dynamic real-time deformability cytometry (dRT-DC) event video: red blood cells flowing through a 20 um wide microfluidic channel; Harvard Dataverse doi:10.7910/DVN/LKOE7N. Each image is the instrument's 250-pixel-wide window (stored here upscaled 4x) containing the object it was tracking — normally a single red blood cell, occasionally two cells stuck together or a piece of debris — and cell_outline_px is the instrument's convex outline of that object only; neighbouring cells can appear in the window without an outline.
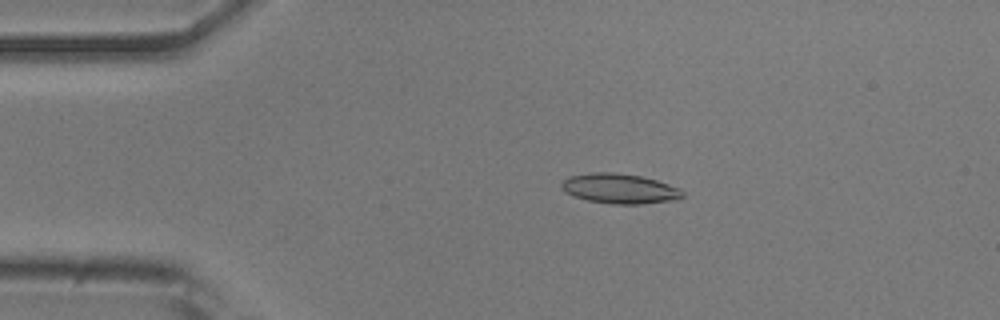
{"species": "common noctule bat (a hibernating species)", "species_latin": "Nyctalus noctula", "temperature_condition": "room temperature", "stored_images_in_passage": 27, "camera_frame_rate_fps": 3000, "um_per_image_px": 0.085, "animal": {"sex": "male", "body_mass_g": 20.5, "forearm_length_mm": 52.5}, "frame": {"image": 1, "passage_image": 2, "time_ms": 0.333, "image_size_px": [1000, 320], "cell_outline_px": [[684, 196], [680, 200], [640, 204], [612, 204], [588, 200], [572, 196], [564, 192], [560, 188], [560, 184], [568, 176], [592, 172], [616, 172], [640, 176], [656, 180], [680, 188], [684, 192]], "centroid_in_image_um": [52.67, 16.03], "position_along_channel_um": 32.3, "area_um2": 21.44}}
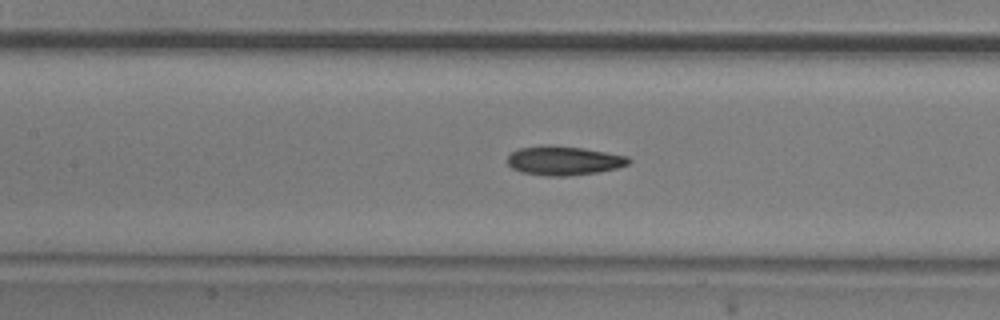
{"frame": {"image": 2, "passage_image": 15, "time_ms": 4.667, "image_size_px": [1000, 320], "cell_outline_px": [[632, 160], [628, 164], [616, 168], [600, 172], [568, 176], [548, 176], [520, 172], [512, 168], [508, 164], [508, 156], [512, 152], [520, 148], [552, 144], [584, 148], [628, 156]], "centroid_in_image_um": [47.94, 13.65], "position_along_channel_um": 159.5, "area_um2": 20.69}}
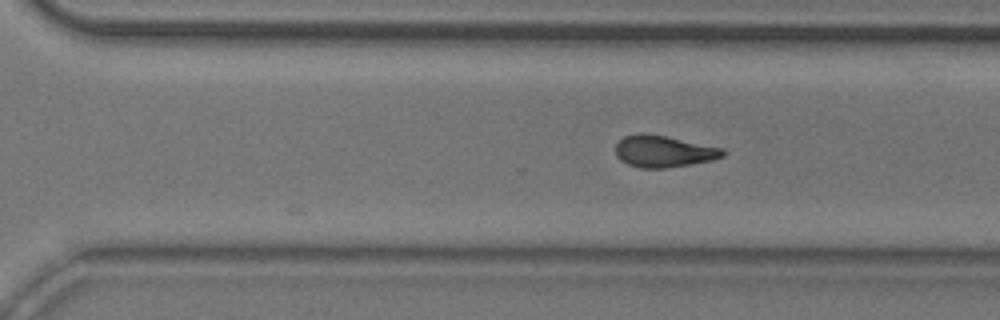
{"frame": {"image": 3, "passage_image": 27, "time_ms": 8.667, "image_size_px": [1000, 320], "cell_outline_px": [[724, 156], [712, 160], [664, 168], [640, 168], [628, 164], [620, 160], [616, 156], [616, 144], [624, 136], [640, 132], [644, 132], [724, 148]], "centroid_in_image_um": [56.37, 12.86], "position_along_channel_um": 314.2, "area_um2": 19.71}}